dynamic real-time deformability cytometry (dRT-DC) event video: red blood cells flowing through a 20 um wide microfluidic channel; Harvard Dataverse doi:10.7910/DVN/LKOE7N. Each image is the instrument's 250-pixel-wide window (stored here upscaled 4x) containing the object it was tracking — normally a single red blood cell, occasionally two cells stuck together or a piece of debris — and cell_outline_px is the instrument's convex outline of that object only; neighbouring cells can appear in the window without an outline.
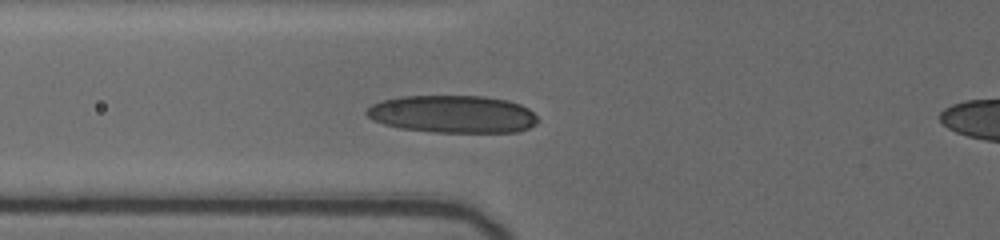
{"species": "human", "species_latin": "Homo sapiens", "temperature_condition": "cold", "stored_images_in_passage": 7, "segment_of_instrument_passage": [1, 2], "camera_frame_rate_fps": 3000, "um_per_image_px": 0.085, "donor": {"sex": "female"}, "frame": {"image": 1, "passage_image": 6, "time_ms": 5.333, "image_size_px": [1000, 240], "cell_outline_px": [[540, 120], [536, 124], [528, 128], [516, 132], [432, 132], [400, 128], [384, 124], [372, 120], [364, 112], [372, 104], [380, 100], [400, 96], [484, 96], [508, 100], [520, 104], [528, 108]], "centroid_in_image_um": [38.47, 9.7], "position_along_channel_um": 87.3, "area_um2": 37.69}}